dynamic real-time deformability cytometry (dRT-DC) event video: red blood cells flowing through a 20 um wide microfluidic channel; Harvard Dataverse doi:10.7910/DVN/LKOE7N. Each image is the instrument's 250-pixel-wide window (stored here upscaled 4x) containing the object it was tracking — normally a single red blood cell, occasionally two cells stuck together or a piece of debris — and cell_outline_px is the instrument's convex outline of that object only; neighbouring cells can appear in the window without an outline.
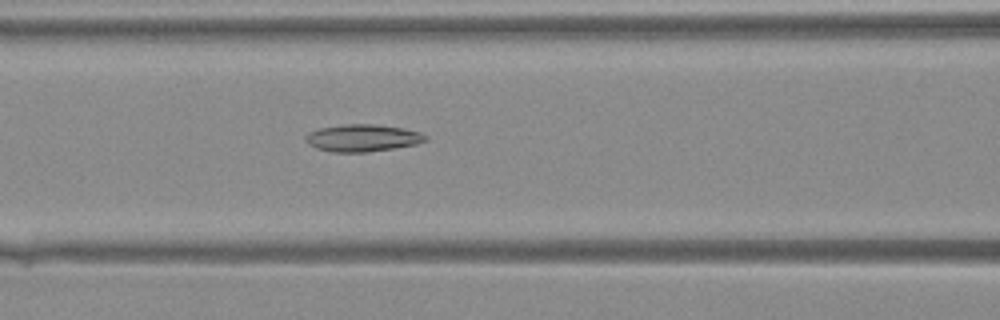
{"species": "Egyptian fruit bat (a non-hibernating species)", "species_latin": "Rousettus aegyptiacus", "temperature_condition": "warm", "stored_images_in_passage": 42, "camera_frame_rate_fps": 3000, "um_per_image_px": 0.085, "animal": {"sex": "female"}, "frame": {"image": 1, "passage_image": 19, "time_ms": 6.0, "image_size_px": [1000, 320], "cell_outline_px": [[428, 140], [416, 144], [368, 152], [332, 152], [316, 148], [308, 144], [304, 140], [304, 136], [308, 132], [320, 128], [344, 124], [376, 124], [404, 128], [420, 132], [428, 136]], "centroid_in_image_um": [30.8, 11.72], "position_along_channel_um": 135.8, "area_um2": 19.13}}
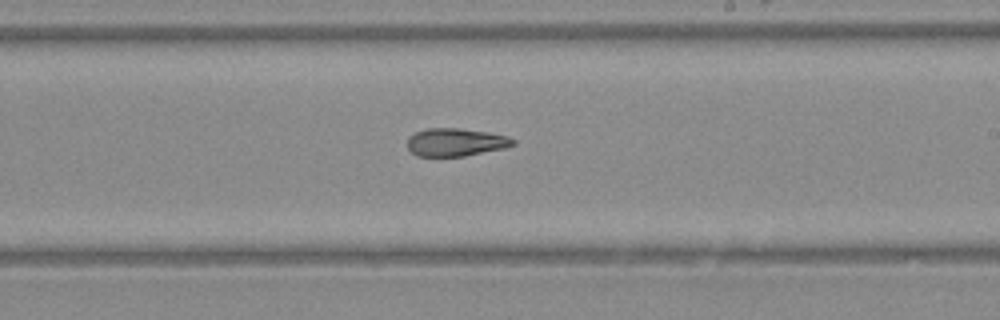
{"frame": {"image": 2, "passage_image": 26, "time_ms": 8.333, "image_size_px": [1000, 320], "cell_outline_px": [[516, 144], [504, 148], [464, 156], [416, 156], [408, 148], [408, 136], [416, 132], [428, 128], [460, 128], [488, 132], [508, 136], [516, 140]], "centroid_in_image_um": [38.74, 12.08], "position_along_channel_um": 250.3, "area_um2": 17.22}}
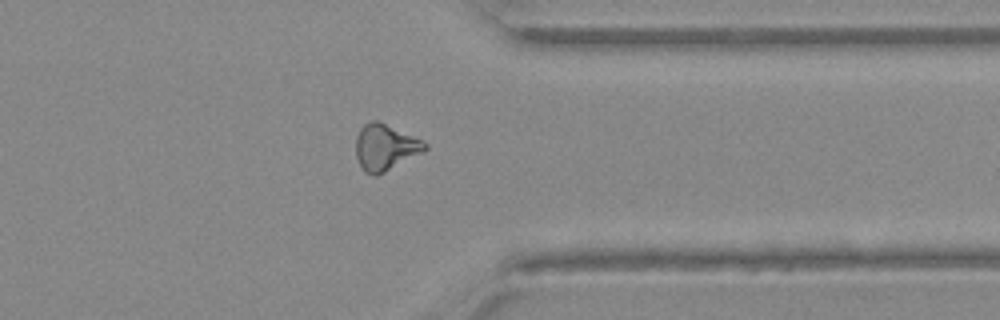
{"frame": {"image": 3, "passage_image": 34, "time_ms": 11.0, "image_size_px": [1000, 320], "cell_outline_px": [[428, 148], [424, 152], [376, 176], [372, 176], [364, 172], [356, 156], [356, 136], [360, 128], [364, 124], [372, 120], [376, 120], [412, 136], [428, 144]], "centroid_in_image_um": [32.72, 12.54], "position_along_channel_um": 378.7, "area_um2": 18.38}}